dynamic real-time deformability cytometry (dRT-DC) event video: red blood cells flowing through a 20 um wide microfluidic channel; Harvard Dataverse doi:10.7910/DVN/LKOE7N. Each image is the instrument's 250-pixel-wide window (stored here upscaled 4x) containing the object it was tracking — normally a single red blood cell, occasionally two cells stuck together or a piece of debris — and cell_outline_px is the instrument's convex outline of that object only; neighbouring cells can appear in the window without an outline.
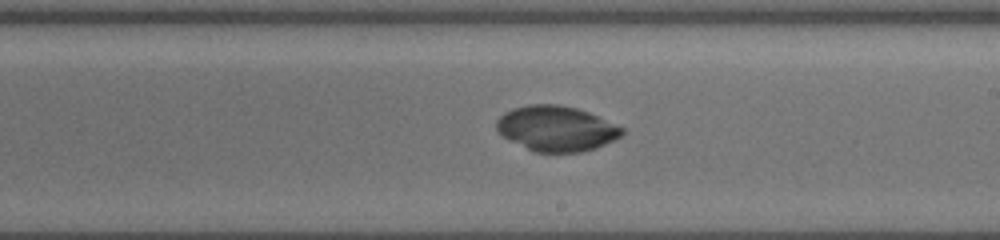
{"species": "common noctule bat (a hibernating species)", "species_latin": "Nyctalus noctula", "temperature_condition": "cold", "stored_images_in_passage": 45, "camera_frame_rate_fps": 3000, "um_per_image_px": 0.085, "animal": {"sex": "female", "body_mass_g": 19.5, "forearm_length_mm": 54.1}, "frame": {"image": 1, "passage_image": 27, "time_ms": 7.0, "image_size_px": [1000, 240], "cell_outline_px": [[624, 132], [620, 136], [596, 148], [580, 152], [536, 152], [508, 140], [496, 132], [496, 120], [504, 112], [512, 108], [528, 104], [560, 104], [576, 108], [588, 112], [624, 128]], "centroid_in_image_um": [47.24, 10.91], "position_along_channel_um": 241.8, "area_um2": 33.12}}
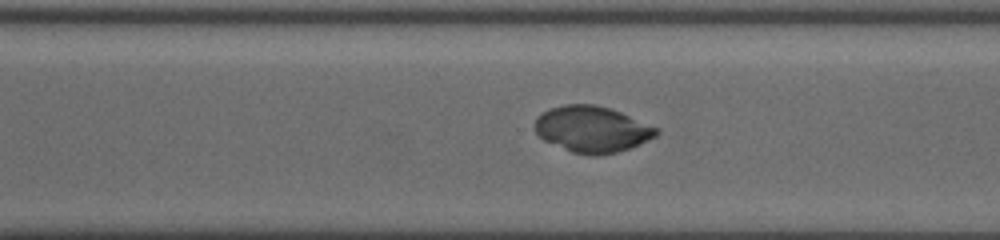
{"frame": {"image": 2, "passage_image": 34, "time_ms": 9.0, "image_size_px": [1000, 240], "cell_outline_px": [[660, 132], [656, 136], [640, 144], [616, 152], [596, 156], [588, 156], [572, 152], [544, 140], [536, 132], [536, 120], [544, 112], [552, 108], [564, 104], [592, 104], [608, 108], [620, 112], [660, 128]], "centroid_in_image_um": [50.37, 10.99], "position_along_channel_um": 320.2, "area_um2": 32.43}}
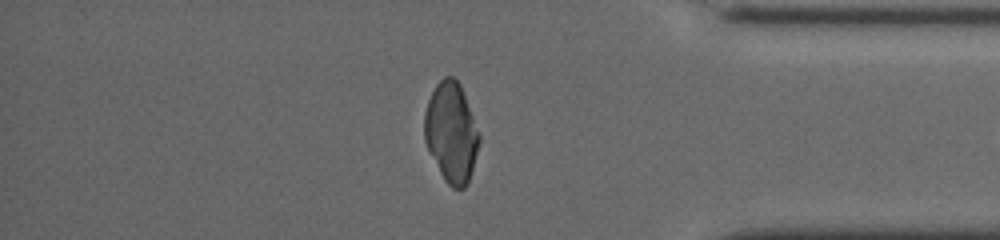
{"frame": {"image": 3, "passage_image": 44, "time_ms": 11.333, "image_size_px": [1000, 240], "cell_outline_px": [[480, 144], [468, 184], [464, 188], [452, 188], [444, 180], [424, 140], [424, 112], [428, 100], [436, 84], [444, 76], [452, 76], [460, 84], [480, 132]], "centroid_in_image_um": [38.37, 11.26], "position_along_channel_um": 396.8, "area_um2": 32.02}}